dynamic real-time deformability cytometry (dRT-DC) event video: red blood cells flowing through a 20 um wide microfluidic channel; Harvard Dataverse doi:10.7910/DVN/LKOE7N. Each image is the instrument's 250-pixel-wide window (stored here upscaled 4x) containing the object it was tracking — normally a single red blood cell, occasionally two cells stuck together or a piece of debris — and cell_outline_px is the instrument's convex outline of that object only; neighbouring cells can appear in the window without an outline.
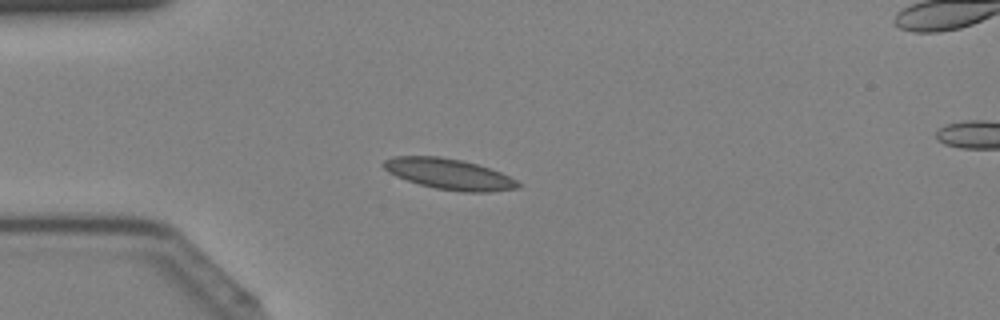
{"species": "Egyptian fruit bat (a non-hibernating species)", "species_latin": "Rousettus aegyptiacus", "temperature_condition": "cold", "stored_images_in_passage": 15, "camera_frame_rate_fps": 3000, "um_per_image_px": 0.085, "animal": {"sex": "female"}, "frame": {"image": 1, "passage_image": 11, "time_ms": 3.333, "image_size_px": [1000, 320], "cell_outline_px": [[520, 188], [488, 192], [464, 192], [436, 188], [420, 184], [396, 176], [388, 172], [380, 164], [384, 160], [392, 156], [440, 156], [460, 160], [476, 164], [500, 172], [516, 180], [520, 184]], "centroid_in_image_um": [38.14, 14.79], "position_along_channel_um": 46.9, "area_um2": 23.93}}